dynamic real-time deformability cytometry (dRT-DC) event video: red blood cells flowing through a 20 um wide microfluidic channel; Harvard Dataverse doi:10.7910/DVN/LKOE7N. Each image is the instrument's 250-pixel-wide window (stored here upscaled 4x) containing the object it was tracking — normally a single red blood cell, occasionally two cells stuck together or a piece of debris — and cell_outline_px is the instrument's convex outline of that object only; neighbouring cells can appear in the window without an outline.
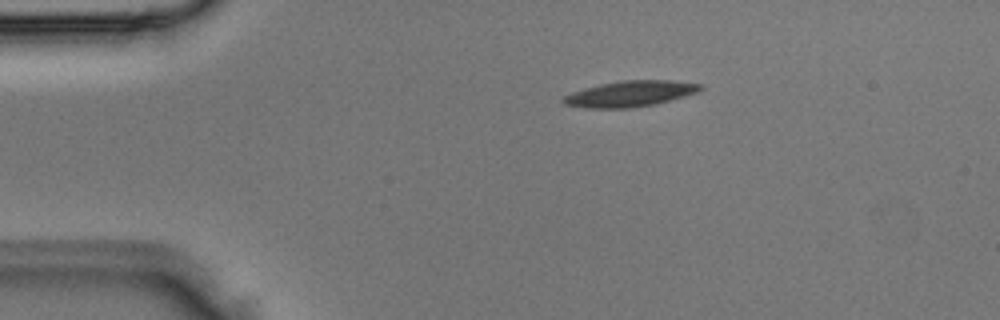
{"species": "Egyptian fruit bat (a non-hibernating species)", "species_latin": "Rousettus aegyptiacus", "temperature_condition": "room temperature", "stored_images_in_passage": 2, "camera_frame_rate_fps": 3000, "um_per_image_px": 0.085, "animal": {"sex": "male"}, "frame": {"image": 1, "passage_image": 1, "time_ms": 0.0, "image_size_px": [1000, 320], "cell_outline_px": [[704, 88], [700, 92], [656, 104], [628, 108], [588, 108], [564, 104], [560, 100], [564, 96], [572, 92], [600, 84], [624, 80], [672, 80], [704, 84]], "centroid_in_image_um": [53.63, 7.96], "position_along_channel_um": 31.4, "area_um2": 20.75}}